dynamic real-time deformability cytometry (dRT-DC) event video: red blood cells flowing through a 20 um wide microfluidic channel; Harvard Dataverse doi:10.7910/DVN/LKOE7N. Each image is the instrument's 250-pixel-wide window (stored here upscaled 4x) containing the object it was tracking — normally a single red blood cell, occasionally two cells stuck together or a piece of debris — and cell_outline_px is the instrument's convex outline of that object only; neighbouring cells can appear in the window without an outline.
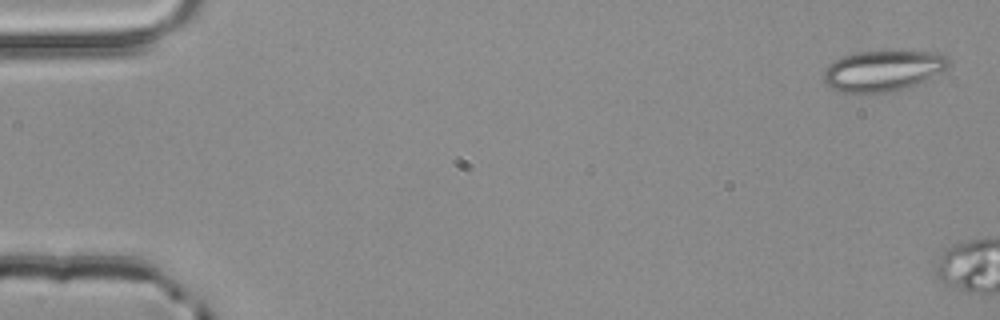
{"species": "common noctule bat (a hibernating species)", "species_latin": "Nyctalus noctula", "temperature_condition": "room temperature", "stored_images_in_passage": 2, "camera_frame_rate_fps": 3000, "um_per_image_px": 0.085, "animal": {"sex": "male", "body_mass_g": 20.4}, "frame": {"image": 1, "passage_image": 1, "time_ms": 0.0, "image_size_px": [1000, 320], "cell_outline_px": [[952, 64], [948, 68], [916, 84], [888, 92], [872, 96], [864, 96], [844, 92], [832, 88], [824, 80], [824, 68], [828, 64], [844, 56], [860, 52], [888, 48], [892, 48], [936, 52], [948, 56]], "centroid_in_image_um": [75.08, 5.98], "position_along_channel_um": 9.9, "area_um2": 31.04}}